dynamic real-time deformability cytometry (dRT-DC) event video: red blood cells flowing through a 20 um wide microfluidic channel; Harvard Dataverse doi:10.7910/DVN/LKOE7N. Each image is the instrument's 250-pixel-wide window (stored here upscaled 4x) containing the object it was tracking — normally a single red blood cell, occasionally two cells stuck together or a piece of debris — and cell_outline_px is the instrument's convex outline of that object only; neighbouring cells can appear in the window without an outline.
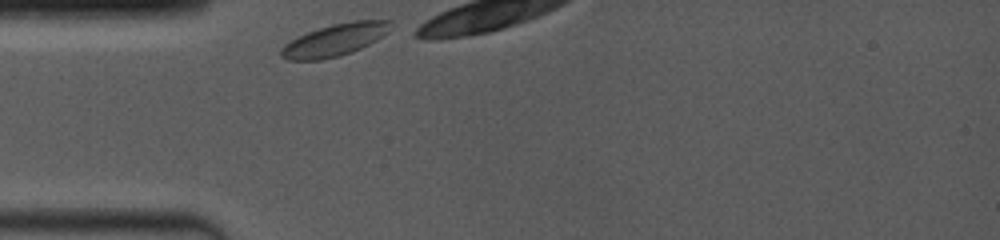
{"species": "common noctule bat (a hibernating species)", "species_latin": "Nyctalus noctula", "temperature_condition": "room temperature", "stored_images_in_passage": 7, "camera_frame_rate_fps": 4000, "um_per_image_px": 0.085, "animal": {"sex": "female", "body_mass_g": 19.0, "forearm_length_mm": 53.3}, "frame": {"image": 1, "passage_image": 1, "time_ms": 0.0, "image_size_px": [1000, 240], "cell_outline_px": [[392, 28], [388, 32], [376, 40], [352, 52], [320, 60], [288, 60], [280, 56], [280, 48], [284, 44], [308, 32], [332, 24], [352, 20], [392, 20]], "centroid_in_image_um": [28.48, 3.38], "position_along_channel_um": 56.5, "area_um2": 20.4}}